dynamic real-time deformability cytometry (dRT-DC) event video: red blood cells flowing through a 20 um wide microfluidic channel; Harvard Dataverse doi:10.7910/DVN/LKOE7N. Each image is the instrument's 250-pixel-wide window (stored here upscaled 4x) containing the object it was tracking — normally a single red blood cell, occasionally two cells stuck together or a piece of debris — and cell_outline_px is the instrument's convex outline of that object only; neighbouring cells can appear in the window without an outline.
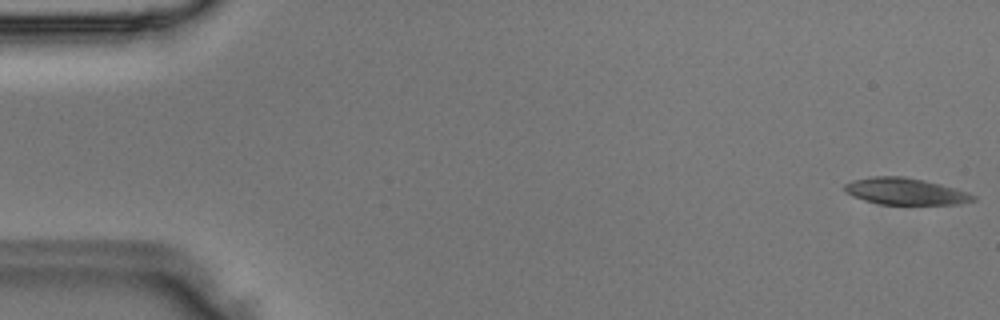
{"species": "Egyptian fruit bat (a non-hibernating species)", "species_latin": "Rousettus aegyptiacus", "temperature_condition": "room temperature", "stored_images_in_passage": 48, "camera_frame_rate_fps": 3000, "um_per_image_px": 0.085, "animal": {"sex": "male"}, "frame": {"image": 1, "passage_image": 1, "time_ms": 0.0, "image_size_px": [1000, 320], "cell_outline_px": [[976, 200], [960, 204], [880, 204], [864, 200], [852, 196], [844, 192], [844, 184], [852, 180], [872, 176], [904, 176], [924, 180], [940, 184], [968, 192], [976, 196]], "centroid_in_image_um": [76.93, 16.26], "position_along_channel_um": 8.1, "area_um2": 20.06}}
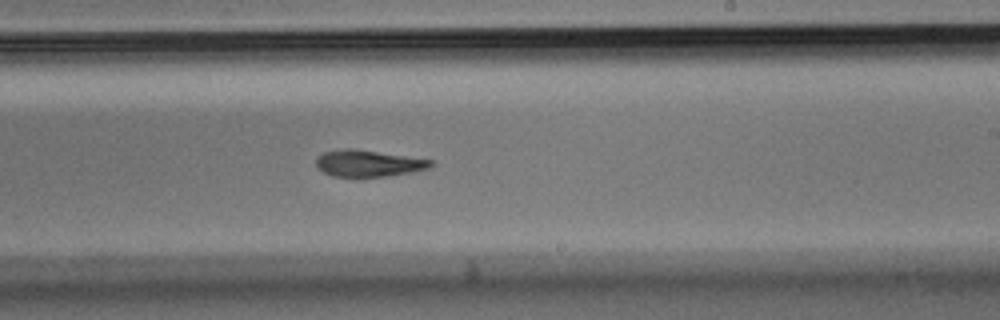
{"frame": {"image": 2, "passage_image": 29, "time_ms": 9.333, "image_size_px": [1000, 320], "cell_outline_px": [[432, 164], [428, 168], [412, 172], [388, 176], [332, 176], [316, 168], [316, 156], [324, 152], [344, 148], [352, 148], [432, 160]], "centroid_in_image_um": [31.25, 13.88], "position_along_channel_um": 257.8, "area_um2": 17.57}}
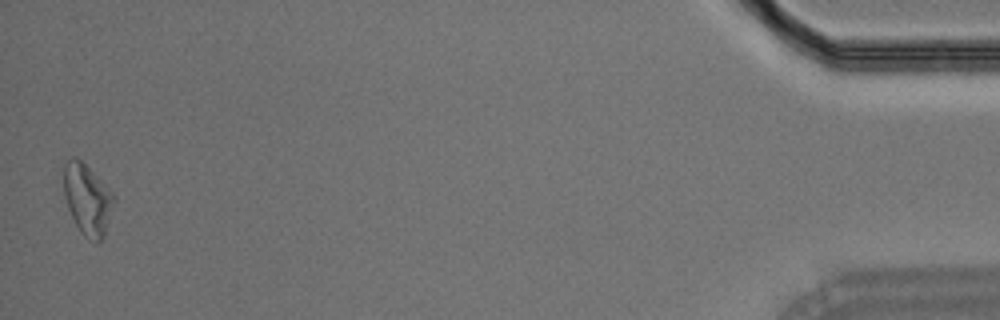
{"frame": {"image": 3, "passage_image": 48, "time_ms": 15.667, "image_size_px": [1000, 320], "cell_outline_px": [[116, 200], [104, 236], [96, 244], [88, 240], [80, 232], [68, 208], [64, 196], [64, 164], [72, 156], [76, 156], [116, 196]], "centroid_in_image_um": [7.44, 16.99], "position_along_channel_um": 427.8, "area_um2": 20.69}}